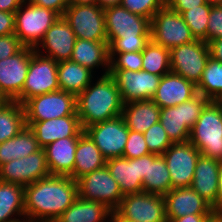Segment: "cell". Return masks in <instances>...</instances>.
Returning <instances> with one entry per match:
<instances>
[{
	"mask_svg": "<svg viewBox=\"0 0 222 222\" xmlns=\"http://www.w3.org/2000/svg\"><path fill=\"white\" fill-rule=\"evenodd\" d=\"M78 197L77 181L70 176L49 175L24 187L25 219L55 222Z\"/></svg>",
	"mask_w": 222,
	"mask_h": 222,
	"instance_id": "obj_1",
	"label": "cell"
},
{
	"mask_svg": "<svg viewBox=\"0 0 222 222\" xmlns=\"http://www.w3.org/2000/svg\"><path fill=\"white\" fill-rule=\"evenodd\" d=\"M109 53L142 51L151 40V20L121 5L104 9Z\"/></svg>",
	"mask_w": 222,
	"mask_h": 222,
	"instance_id": "obj_2",
	"label": "cell"
},
{
	"mask_svg": "<svg viewBox=\"0 0 222 222\" xmlns=\"http://www.w3.org/2000/svg\"><path fill=\"white\" fill-rule=\"evenodd\" d=\"M99 77L76 96L77 116L83 130L122 114L124 103L115 80L109 73Z\"/></svg>",
	"mask_w": 222,
	"mask_h": 222,
	"instance_id": "obj_3",
	"label": "cell"
},
{
	"mask_svg": "<svg viewBox=\"0 0 222 222\" xmlns=\"http://www.w3.org/2000/svg\"><path fill=\"white\" fill-rule=\"evenodd\" d=\"M189 141L201 155L222 161V103L210 100L191 129Z\"/></svg>",
	"mask_w": 222,
	"mask_h": 222,
	"instance_id": "obj_4",
	"label": "cell"
},
{
	"mask_svg": "<svg viewBox=\"0 0 222 222\" xmlns=\"http://www.w3.org/2000/svg\"><path fill=\"white\" fill-rule=\"evenodd\" d=\"M209 101L208 98L197 93L184 103L161 108L159 122L172 143L189 141L191 129Z\"/></svg>",
	"mask_w": 222,
	"mask_h": 222,
	"instance_id": "obj_5",
	"label": "cell"
},
{
	"mask_svg": "<svg viewBox=\"0 0 222 222\" xmlns=\"http://www.w3.org/2000/svg\"><path fill=\"white\" fill-rule=\"evenodd\" d=\"M60 17L57 12L23 1L15 11L14 34L24 47L35 49L45 32Z\"/></svg>",
	"mask_w": 222,
	"mask_h": 222,
	"instance_id": "obj_6",
	"label": "cell"
},
{
	"mask_svg": "<svg viewBox=\"0 0 222 222\" xmlns=\"http://www.w3.org/2000/svg\"><path fill=\"white\" fill-rule=\"evenodd\" d=\"M23 106L26 122L77 116L76 95L63 90L31 97Z\"/></svg>",
	"mask_w": 222,
	"mask_h": 222,
	"instance_id": "obj_7",
	"label": "cell"
},
{
	"mask_svg": "<svg viewBox=\"0 0 222 222\" xmlns=\"http://www.w3.org/2000/svg\"><path fill=\"white\" fill-rule=\"evenodd\" d=\"M150 31L153 42L170 50L196 40L181 14L167 5L152 17Z\"/></svg>",
	"mask_w": 222,
	"mask_h": 222,
	"instance_id": "obj_8",
	"label": "cell"
},
{
	"mask_svg": "<svg viewBox=\"0 0 222 222\" xmlns=\"http://www.w3.org/2000/svg\"><path fill=\"white\" fill-rule=\"evenodd\" d=\"M57 68L56 61L33 49L21 98L17 102L23 105L31 97L60 90Z\"/></svg>",
	"mask_w": 222,
	"mask_h": 222,
	"instance_id": "obj_9",
	"label": "cell"
},
{
	"mask_svg": "<svg viewBox=\"0 0 222 222\" xmlns=\"http://www.w3.org/2000/svg\"><path fill=\"white\" fill-rule=\"evenodd\" d=\"M76 38L107 42L104 9L96 5H69L62 15Z\"/></svg>",
	"mask_w": 222,
	"mask_h": 222,
	"instance_id": "obj_10",
	"label": "cell"
},
{
	"mask_svg": "<svg viewBox=\"0 0 222 222\" xmlns=\"http://www.w3.org/2000/svg\"><path fill=\"white\" fill-rule=\"evenodd\" d=\"M209 57L208 43L203 40L176 46L170 50L171 71L197 85Z\"/></svg>",
	"mask_w": 222,
	"mask_h": 222,
	"instance_id": "obj_11",
	"label": "cell"
},
{
	"mask_svg": "<svg viewBox=\"0 0 222 222\" xmlns=\"http://www.w3.org/2000/svg\"><path fill=\"white\" fill-rule=\"evenodd\" d=\"M121 218L135 222H168L164 196L140 192L125 195L114 210Z\"/></svg>",
	"mask_w": 222,
	"mask_h": 222,
	"instance_id": "obj_12",
	"label": "cell"
},
{
	"mask_svg": "<svg viewBox=\"0 0 222 222\" xmlns=\"http://www.w3.org/2000/svg\"><path fill=\"white\" fill-rule=\"evenodd\" d=\"M76 181L79 197L101 202L112 211L118 207L124 197L106 166L85 174Z\"/></svg>",
	"mask_w": 222,
	"mask_h": 222,
	"instance_id": "obj_13",
	"label": "cell"
},
{
	"mask_svg": "<svg viewBox=\"0 0 222 222\" xmlns=\"http://www.w3.org/2000/svg\"><path fill=\"white\" fill-rule=\"evenodd\" d=\"M84 131L106 159L123 156L129 129L122 116L92 124Z\"/></svg>",
	"mask_w": 222,
	"mask_h": 222,
	"instance_id": "obj_14",
	"label": "cell"
},
{
	"mask_svg": "<svg viewBox=\"0 0 222 222\" xmlns=\"http://www.w3.org/2000/svg\"><path fill=\"white\" fill-rule=\"evenodd\" d=\"M162 155L170 173L172 189L190 187L200 151L187 141L173 143Z\"/></svg>",
	"mask_w": 222,
	"mask_h": 222,
	"instance_id": "obj_15",
	"label": "cell"
},
{
	"mask_svg": "<svg viewBox=\"0 0 222 222\" xmlns=\"http://www.w3.org/2000/svg\"><path fill=\"white\" fill-rule=\"evenodd\" d=\"M115 80L123 103L152 99L157 91L162 76L146 72L125 69H109Z\"/></svg>",
	"mask_w": 222,
	"mask_h": 222,
	"instance_id": "obj_16",
	"label": "cell"
},
{
	"mask_svg": "<svg viewBox=\"0 0 222 222\" xmlns=\"http://www.w3.org/2000/svg\"><path fill=\"white\" fill-rule=\"evenodd\" d=\"M49 175L44 148L24 158L14 159L0 166V181L15 183L24 187Z\"/></svg>",
	"mask_w": 222,
	"mask_h": 222,
	"instance_id": "obj_17",
	"label": "cell"
},
{
	"mask_svg": "<svg viewBox=\"0 0 222 222\" xmlns=\"http://www.w3.org/2000/svg\"><path fill=\"white\" fill-rule=\"evenodd\" d=\"M31 47H23L15 55L0 60V88L11 100L17 102L29 70Z\"/></svg>",
	"mask_w": 222,
	"mask_h": 222,
	"instance_id": "obj_18",
	"label": "cell"
},
{
	"mask_svg": "<svg viewBox=\"0 0 222 222\" xmlns=\"http://www.w3.org/2000/svg\"><path fill=\"white\" fill-rule=\"evenodd\" d=\"M75 40V33L63 16H60L45 32L43 39L34 50L57 63L67 61L72 57Z\"/></svg>",
	"mask_w": 222,
	"mask_h": 222,
	"instance_id": "obj_19",
	"label": "cell"
},
{
	"mask_svg": "<svg viewBox=\"0 0 222 222\" xmlns=\"http://www.w3.org/2000/svg\"><path fill=\"white\" fill-rule=\"evenodd\" d=\"M41 148L66 137H80L84 132L78 116H65L39 122H26Z\"/></svg>",
	"mask_w": 222,
	"mask_h": 222,
	"instance_id": "obj_20",
	"label": "cell"
},
{
	"mask_svg": "<svg viewBox=\"0 0 222 222\" xmlns=\"http://www.w3.org/2000/svg\"><path fill=\"white\" fill-rule=\"evenodd\" d=\"M167 220L191 214H211L212 206L191 187L171 189L165 196Z\"/></svg>",
	"mask_w": 222,
	"mask_h": 222,
	"instance_id": "obj_21",
	"label": "cell"
},
{
	"mask_svg": "<svg viewBox=\"0 0 222 222\" xmlns=\"http://www.w3.org/2000/svg\"><path fill=\"white\" fill-rule=\"evenodd\" d=\"M197 94L196 85L172 71L161 77L152 100L160 107H173Z\"/></svg>",
	"mask_w": 222,
	"mask_h": 222,
	"instance_id": "obj_22",
	"label": "cell"
},
{
	"mask_svg": "<svg viewBox=\"0 0 222 222\" xmlns=\"http://www.w3.org/2000/svg\"><path fill=\"white\" fill-rule=\"evenodd\" d=\"M219 166V160L200 155L190 186L212 206L215 212H217Z\"/></svg>",
	"mask_w": 222,
	"mask_h": 222,
	"instance_id": "obj_23",
	"label": "cell"
},
{
	"mask_svg": "<svg viewBox=\"0 0 222 222\" xmlns=\"http://www.w3.org/2000/svg\"><path fill=\"white\" fill-rule=\"evenodd\" d=\"M78 140L79 137L61 138L44 148L50 175L70 176L73 173Z\"/></svg>",
	"mask_w": 222,
	"mask_h": 222,
	"instance_id": "obj_24",
	"label": "cell"
},
{
	"mask_svg": "<svg viewBox=\"0 0 222 222\" xmlns=\"http://www.w3.org/2000/svg\"><path fill=\"white\" fill-rule=\"evenodd\" d=\"M110 175L116 180L123 196L143 192L139 169V157L128 159L115 157L106 160Z\"/></svg>",
	"mask_w": 222,
	"mask_h": 222,
	"instance_id": "obj_25",
	"label": "cell"
},
{
	"mask_svg": "<svg viewBox=\"0 0 222 222\" xmlns=\"http://www.w3.org/2000/svg\"><path fill=\"white\" fill-rule=\"evenodd\" d=\"M70 60L89 68L91 71L103 67L104 72L101 75H106L109 73L110 67L109 44L108 42L76 38Z\"/></svg>",
	"mask_w": 222,
	"mask_h": 222,
	"instance_id": "obj_26",
	"label": "cell"
},
{
	"mask_svg": "<svg viewBox=\"0 0 222 222\" xmlns=\"http://www.w3.org/2000/svg\"><path fill=\"white\" fill-rule=\"evenodd\" d=\"M160 111L152 99L131 101L123 105L121 116L129 130L144 133L159 122Z\"/></svg>",
	"mask_w": 222,
	"mask_h": 222,
	"instance_id": "obj_27",
	"label": "cell"
},
{
	"mask_svg": "<svg viewBox=\"0 0 222 222\" xmlns=\"http://www.w3.org/2000/svg\"><path fill=\"white\" fill-rule=\"evenodd\" d=\"M106 160L93 140L84 131L77 143L74 169L70 177L78 180L85 174L105 167Z\"/></svg>",
	"mask_w": 222,
	"mask_h": 222,
	"instance_id": "obj_28",
	"label": "cell"
},
{
	"mask_svg": "<svg viewBox=\"0 0 222 222\" xmlns=\"http://www.w3.org/2000/svg\"><path fill=\"white\" fill-rule=\"evenodd\" d=\"M112 210L101 202L77 197L55 222H110Z\"/></svg>",
	"mask_w": 222,
	"mask_h": 222,
	"instance_id": "obj_29",
	"label": "cell"
},
{
	"mask_svg": "<svg viewBox=\"0 0 222 222\" xmlns=\"http://www.w3.org/2000/svg\"><path fill=\"white\" fill-rule=\"evenodd\" d=\"M93 72L71 60L58 62L57 75L60 90L77 96L94 81L95 72Z\"/></svg>",
	"mask_w": 222,
	"mask_h": 222,
	"instance_id": "obj_30",
	"label": "cell"
},
{
	"mask_svg": "<svg viewBox=\"0 0 222 222\" xmlns=\"http://www.w3.org/2000/svg\"><path fill=\"white\" fill-rule=\"evenodd\" d=\"M24 220V186L0 181V222Z\"/></svg>",
	"mask_w": 222,
	"mask_h": 222,
	"instance_id": "obj_31",
	"label": "cell"
},
{
	"mask_svg": "<svg viewBox=\"0 0 222 222\" xmlns=\"http://www.w3.org/2000/svg\"><path fill=\"white\" fill-rule=\"evenodd\" d=\"M171 189L170 173L163 155L148 154V169L143 179V192L165 196Z\"/></svg>",
	"mask_w": 222,
	"mask_h": 222,
	"instance_id": "obj_32",
	"label": "cell"
},
{
	"mask_svg": "<svg viewBox=\"0 0 222 222\" xmlns=\"http://www.w3.org/2000/svg\"><path fill=\"white\" fill-rule=\"evenodd\" d=\"M26 127L24 106L11 101L0 108V143L16 136Z\"/></svg>",
	"mask_w": 222,
	"mask_h": 222,
	"instance_id": "obj_33",
	"label": "cell"
},
{
	"mask_svg": "<svg viewBox=\"0 0 222 222\" xmlns=\"http://www.w3.org/2000/svg\"><path fill=\"white\" fill-rule=\"evenodd\" d=\"M197 93L213 101L222 99V63L209 57L202 77L196 85Z\"/></svg>",
	"mask_w": 222,
	"mask_h": 222,
	"instance_id": "obj_34",
	"label": "cell"
},
{
	"mask_svg": "<svg viewBox=\"0 0 222 222\" xmlns=\"http://www.w3.org/2000/svg\"><path fill=\"white\" fill-rule=\"evenodd\" d=\"M142 70L157 76L169 73L171 71L170 49L150 40L142 50Z\"/></svg>",
	"mask_w": 222,
	"mask_h": 222,
	"instance_id": "obj_35",
	"label": "cell"
},
{
	"mask_svg": "<svg viewBox=\"0 0 222 222\" xmlns=\"http://www.w3.org/2000/svg\"><path fill=\"white\" fill-rule=\"evenodd\" d=\"M212 4L207 3L185 12H180L195 39L206 42V30Z\"/></svg>",
	"mask_w": 222,
	"mask_h": 222,
	"instance_id": "obj_36",
	"label": "cell"
},
{
	"mask_svg": "<svg viewBox=\"0 0 222 222\" xmlns=\"http://www.w3.org/2000/svg\"><path fill=\"white\" fill-rule=\"evenodd\" d=\"M150 153L162 155L173 143L160 122L153 124L143 133Z\"/></svg>",
	"mask_w": 222,
	"mask_h": 222,
	"instance_id": "obj_37",
	"label": "cell"
},
{
	"mask_svg": "<svg viewBox=\"0 0 222 222\" xmlns=\"http://www.w3.org/2000/svg\"><path fill=\"white\" fill-rule=\"evenodd\" d=\"M120 5L133 14L151 20L159 9L166 6V0H122Z\"/></svg>",
	"mask_w": 222,
	"mask_h": 222,
	"instance_id": "obj_38",
	"label": "cell"
},
{
	"mask_svg": "<svg viewBox=\"0 0 222 222\" xmlns=\"http://www.w3.org/2000/svg\"><path fill=\"white\" fill-rule=\"evenodd\" d=\"M109 69L142 70V51L126 53H109Z\"/></svg>",
	"mask_w": 222,
	"mask_h": 222,
	"instance_id": "obj_39",
	"label": "cell"
},
{
	"mask_svg": "<svg viewBox=\"0 0 222 222\" xmlns=\"http://www.w3.org/2000/svg\"><path fill=\"white\" fill-rule=\"evenodd\" d=\"M150 154L143 133L129 130L128 139L124 148L123 157L138 158Z\"/></svg>",
	"mask_w": 222,
	"mask_h": 222,
	"instance_id": "obj_40",
	"label": "cell"
},
{
	"mask_svg": "<svg viewBox=\"0 0 222 222\" xmlns=\"http://www.w3.org/2000/svg\"><path fill=\"white\" fill-rule=\"evenodd\" d=\"M17 149L19 158H24L41 149L34 132L28 126L17 134Z\"/></svg>",
	"mask_w": 222,
	"mask_h": 222,
	"instance_id": "obj_41",
	"label": "cell"
},
{
	"mask_svg": "<svg viewBox=\"0 0 222 222\" xmlns=\"http://www.w3.org/2000/svg\"><path fill=\"white\" fill-rule=\"evenodd\" d=\"M219 38H222V4H212L206 30V43Z\"/></svg>",
	"mask_w": 222,
	"mask_h": 222,
	"instance_id": "obj_42",
	"label": "cell"
},
{
	"mask_svg": "<svg viewBox=\"0 0 222 222\" xmlns=\"http://www.w3.org/2000/svg\"><path fill=\"white\" fill-rule=\"evenodd\" d=\"M24 46L13 33L0 36V60L6 59L18 53Z\"/></svg>",
	"mask_w": 222,
	"mask_h": 222,
	"instance_id": "obj_43",
	"label": "cell"
},
{
	"mask_svg": "<svg viewBox=\"0 0 222 222\" xmlns=\"http://www.w3.org/2000/svg\"><path fill=\"white\" fill-rule=\"evenodd\" d=\"M14 159H19L17 135L0 143V166Z\"/></svg>",
	"mask_w": 222,
	"mask_h": 222,
	"instance_id": "obj_44",
	"label": "cell"
},
{
	"mask_svg": "<svg viewBox=\"0 0 222 222\" xmlns=\"http://www.w3.org/2000/svg\"><path fill=\"white\" fill-rule=\"evenodd\" d=\"M25 1L40 7L53 10L54 12H57L60 16L64 14L66 8L69 6L68 0H25Z\"/></svg>",
	"mask_w": 222,
	"mask_h": 222,
	"instance_id": "obj_45",
	"label": "cell"
},
{
	"mask_svg": "<svg viewBox=\"0 0 222 222\" xmlns=\"http://www.w3.org/2000/svg\"><path fill=\"white\" fill-rule=\"evenodd\" d=\"M207 3V0H166V5L178 13Z\"/></svg>",
	"mask_w": 222,
	"mask_h": 222,
	"instance_id": "obj_46",
	"label": "cell"
},
{
	"mask_svg": "<svg viewBox=\"0 0 222 222\" xmlns=\"http://www.w3.org/2000/svg\"><path fill=\"white\" fill-rule=\"evenodd\" d=\"M14 20L15 13L0 11V36L14 33Z\"/></svg>",
	"mask_w": 222,
	"mask_h": 222,
	"instance_id": "obj_47",
	"label": "cell"
},
{
	"mask_svg": "<svg viewBox=\"0 0 222 222\" xmlns=\"http://www.w3.org/2000/svg\"><path fill=\"white\" fill-rule=\"evenodd\" d=\"M208 46L210 57L222 63V38L211 40Z\"/></svg>",
	"mask_w": 222,
	"mask_h": 222,
	"instance_id": "obj_48",
	"label": "cell"
},
{
	"mask_svg": "<svg viewBox=\"0 0 222 222\" xmlns=\"http://www.w3.org/2000/svg\"><path fill=\"white\" fill-rule=\"evenodd\" d=\"M210 214H191L176 219H169L168 222H205Z\"/></svg>",
	"mask_w": 222,
	"mask_h": 222,
	"instance_id": "obj_49",
	"label": "cell"
},
{
	"mask_svg": "<svg viewBox=\"0 0 222 222\" xmlns=\"http://www.w3.org/2000/svg\"><path fill=\"white\" fill-rule=\"evenodd\" d=\"M24 0H0V11L15 13Z\"/></svg>",
	"mask_w": 222,
	"mask_h": 222,
	"instance_id": "obj_50",
	"label": "cell"
},
{
	"mask_svg": "<svg viewBox=\"0 0 222 222\" xmlns=\"http://www.w3.org/2000/svg\"><path fill=\"white\" fill-rule=\"evenodd\" d=\"M217 212H222V161H220L218 176Z\"/></svg>",
	"mask_w": 222,
	"mask_h": 222,
	"instance_id": "obj_51",
	"label": "cell"
},
{
	"mask_svg": "<svg viewBox=\"0 0 222 222\" xmlns=\"http://www.w3.org/2000/svg\"><path fill=\"white\" fill-rule=\"evenodd\" d=\"M139 169H140L141 181L143 182L145 175H147L148 155L139 157Z\"/></svg>",
	"mask_w": 222,
	"mask_h": 222,
	"instance_id": "obj_52",
	"label": "cell"
},
{
	"mask_svg": "<svg viewBox=\"0 0 222 222\" xmlns=\"http://www.w3.org/2000/svg\"><path fill=\"white\" fill-rule=\"evenodd\" d=\"M122 0H97V5L102 9L120 5Z\"/></svg>",
	"mask_w": 222,
	"mask_h": 222,
	"instance_id": "obj_53",
	"label": "cell"
},
{
	"mask_svg": "<svg viewBox=\"0 0 222 222\" xmlns=\"http://www.w3.org/2000/svg\"><path fill=\"white\" fill-rule=\"evenodd\" d=\"M205 222H222V212L213 211L205 220Z\"/></svg>",
	"mask_w": 222,
	"mask_h": 222,
	"instance_id": "obj_54",
	"label": "cell"
},
{
	"mask_svg": "<svg viewBox=\"0 0 222 222\" xmlns=\"http://www.w3.org/2000/svg\"><path fill=\"white\" fill-rule=\"evenodd\" d=\"M69 5H96L97 0H68Z\"/></svg>",
	"mask_w": 222,
	"mask_h": 222,
	"instance_id": "obj_55",
	"label": "cell"
},
{
	"mask_svg": "<svg viewBox=\"0 0 222 222\" xmlns=\"http://www.w3.org/2000/svg\"><path fill=\"white\" fill-rule=\"evenodd\" d=\"M111 221L112 222H135V221H131L125 218H121L115 211H112Z\"/></svg>",
	"mask_w": 222,
	"mask_h": 222,
	"instance_id": "obj_56",
	"label": "cell"
},
{
	"mask_svg": "<svg viewBox=\"0 0 222 222\" xmlns=\"http://www.w3.org/2000/svg\"><path fill=\"white\" fill-rule=\"evenodd\" d=\"M11 100L6 96V94L0 88V108L9 104Z\"/></svg>",
	"mask_w": 222,
	"mask_h": 222,
	"instance_id": "obj_57",
	"label": "cell"
},
{
	"mask_svg": "<svg viewBox=\"0 0 222 222\" xmlns=\"http://www.w3.org/2000/svg\"><path fill=\"white\" fill-rule=\"evenodd\" d=\"M210 4H222V0H207Z\"/></svg>",
	"mask_w": 222,
	"mask_h": 222,
	"instance_id": "obj_58",
	"label": "cell"
},
{
	"mask_svg": "<svg viewBox=\"0 0 222 222\" xmlns=\"http://www.w3.org/2000/svg\"><path fill=\"white\" fill-rule=\"evenodd\" d=\"M22 222H34V221H28V220H24V221H22Z\"/></svg>",
	"mask_w": 222,
	"mask_h": 222,
	"instance_id": "obj_59",
	"label": "cell"
}]
</instances>
